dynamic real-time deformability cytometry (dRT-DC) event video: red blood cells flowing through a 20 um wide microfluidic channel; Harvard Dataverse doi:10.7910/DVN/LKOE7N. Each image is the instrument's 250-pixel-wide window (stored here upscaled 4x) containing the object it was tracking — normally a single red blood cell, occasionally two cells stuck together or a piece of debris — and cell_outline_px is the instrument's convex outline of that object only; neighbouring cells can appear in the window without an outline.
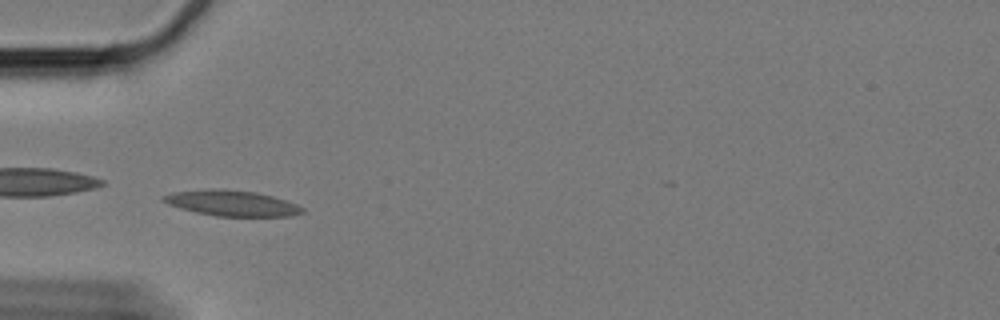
{"species": "Egyptian fruit bat (a non-hibernating species)", "species_latin": "Rousettus aegyptiacus", "temperature_condition": "cold", "stored_images_in_passage": 29, "camera_frame_rate_fps": 3000, "um_per_image_px": 0.085, "animal": {"sex": "female"}, "frame": {"image": 1, "passage_image": 1, "time_ms": 0.0, "image_size_px": [1000, 320], "cell_outline_px": [[304, 212], [292, 216], [216, 216], [196, 212], [180, 208], [168, 204], [160, 200], [160, 196], [172, 192], [212, 188], [256, 192], [272, 196], [296, 204], [304, 208]], "centroid_in_image_um": [19.66, 17.26], "position_along_channel_um": 65.3, "area_um2": 20.75}}
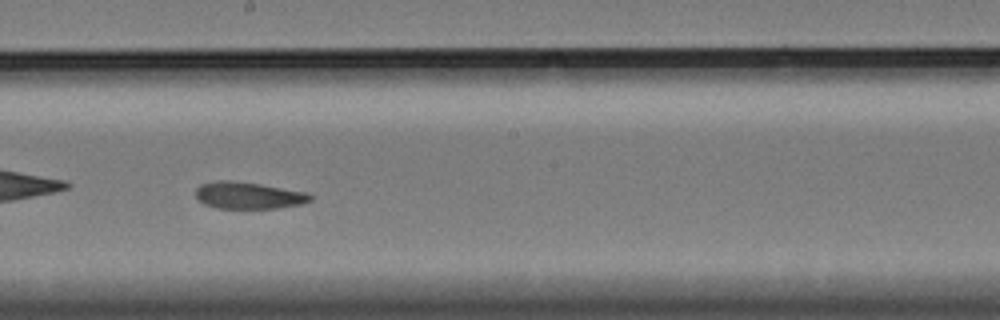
{"frame": {"image": 2, "passage_image": 16, "time_ms": 5.0, "image_size_px": [1000, 320], "cell_outline_px": [[312, 200], [300, 204], [280, 208], [216, 208], [204, 204], [196, 196], [196, 188], [200, 184], [256, 184], [308, 192], [312, 196]], "centroid_in_image_um": [21.22, 16.68], "position_along_channel_um": 227.0, "area_um2": 16.82}}
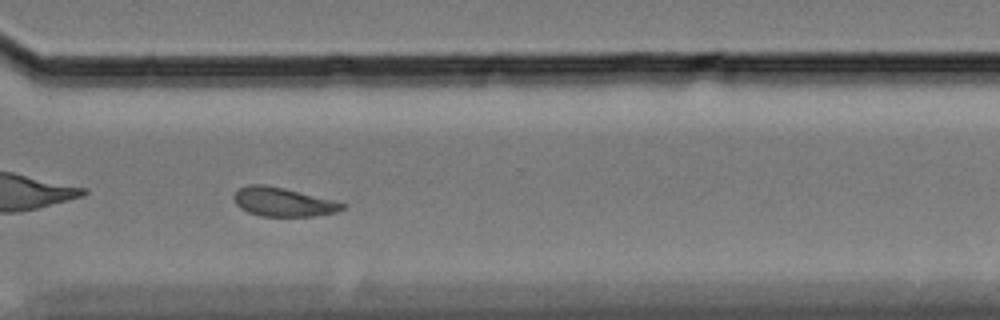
{"frame": {"image": 3, "passage_image": 27, "time_ms": 8.667, "image_size_px": [1000, 320], "cell_outline_px": [[348, 204], [344, 208], [336, 212], [316, 216], [260, 216], [248, 212], [240, 208], [236, 204], [232, 196], [240, 188], [248, 184], [264, 184], [284, 188]], "centroid_in_image_um": [24.04, 17.17], "position_along_channel_um": 346.6, "area_um2": 18.21}, "authors_computed_cell_mechanics": {"area_um2": 18.6694, "velocity_mm_per_s": 3.2599, "shape_relaxation_time_tau1_ms": null, "shape_relaxation_time_tau2_ms": 8.7768, "deformation_change_tau1": null, "deformation_change_tau2": 0.1091}}